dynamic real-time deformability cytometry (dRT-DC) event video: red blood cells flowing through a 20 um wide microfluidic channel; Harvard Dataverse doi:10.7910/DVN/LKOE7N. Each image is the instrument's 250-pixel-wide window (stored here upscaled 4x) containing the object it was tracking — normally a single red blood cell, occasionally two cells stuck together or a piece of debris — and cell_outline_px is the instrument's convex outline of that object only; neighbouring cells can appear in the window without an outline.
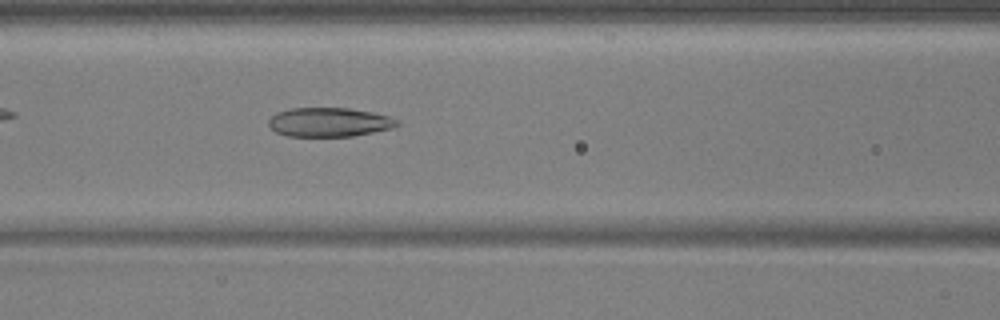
{"species": "common noctule bat (a hibernating species)", "species_latin": "Nyctalus noctula", "temperature_condition": "warm", "stored_images_in_passage": 54, "camera_frame_rate_fps": 3000, "um_per_image_px": 0.085, "animal": {"sex": "male", "body_mass_g": 17.9, "forearm_length_mm": 54.2}, "frame": {"image": 1, "passage_image": 23, "time_ms": 7.333, "image_size_px": [1000, 320], "cell_outline_px": [[400, 124], [392, 128], [352, 136], [288, 136], [276, 132], [268, 124], [268, 120], [276, 112], [292, 108], [348, 108], [372, 112], [388, 116], [396, 120]], "centroid_in_image_um": [27.95, 10.38], "position_along_channel_um": 138.6, "area_um2": 21.62}}
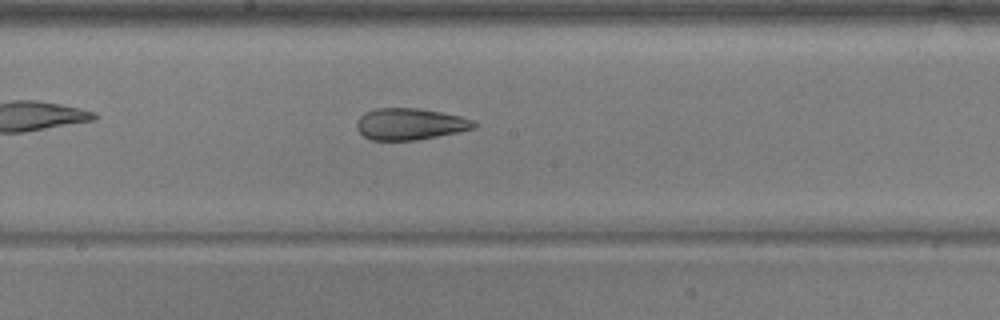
{"frame": {"image": 2, "passage_image": 29, "time_ms": 9.333, "image_size_px": [1000, 320], "cell_outline_px": [[480, 124], [476, 128], [416, 140], [372, 140], [364, 136], [356, 128], [356, 124], [360, 116], [364, 112], [376, 108], [420, 108], [460, 116], [476, 120]], "centroid_in_image_um": [34.88, 10.53], "position_along_channel_um": 213.3, "area_um2": 21.68}}
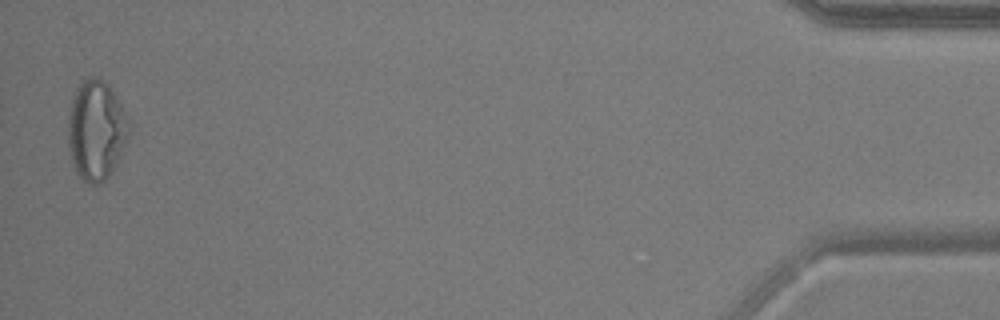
{"frame": {"image": 3, "passage_image": 53, "time_ms": 17.333, "image_size_px": [1000, 320], "cell_outline_px": [[128, 136], [120, 156], [116, 164], [108, 176], [104, 180], [96, 184], [88, 184], [76, 172], [72, 164], [68, 144], [68, 112], [76, 88], [84, 80], [92, 76], [104, 80], [112, 88], [128, 120]], "centroid_in_image_um": [8.15, 11.06], "position_along_channel_um": 427.1, "area_um2": 35.14}, "authors_computed_cell_mechanics": {"area_um2": 26.5302, "velocity_mm_per_s": 3.7398, "shape_relaxation_time_tau1_ms": null, "shape_relaxation_time_tau2_ms": 2.7188, "deformation_change_tau1": null, "deformation_change_tau2": 0.1181}}